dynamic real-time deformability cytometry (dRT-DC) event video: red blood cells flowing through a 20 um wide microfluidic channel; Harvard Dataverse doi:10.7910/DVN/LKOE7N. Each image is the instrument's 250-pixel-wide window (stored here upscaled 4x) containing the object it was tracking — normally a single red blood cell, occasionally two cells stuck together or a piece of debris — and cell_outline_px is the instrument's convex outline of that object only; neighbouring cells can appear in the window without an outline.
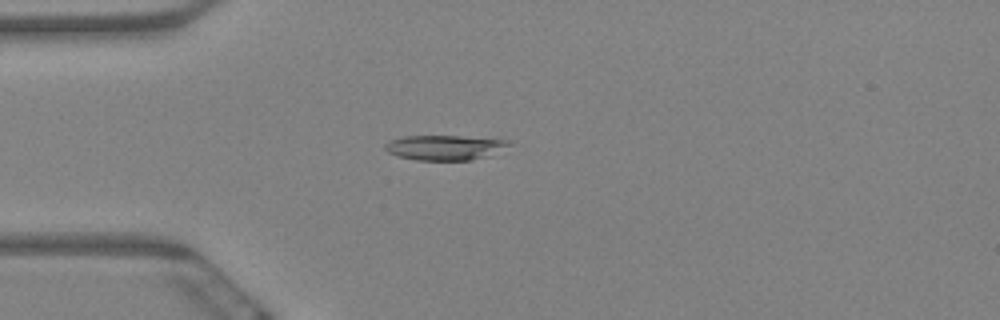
{"species": "Egyptian fruit bat (a non-hibernating species)", "species_latin": "Rousettus aegyptiacus", "temperature_condition": "warm", "stored_images_in_passage": 5, "camera_frame_rate_fps": 3000, "um_per_image_px": 0.085, "animal": {"sex": "female"}, "frame": {"image": 1, "passage_image": 5, "time_ms": 1.333, "image_size_px": [1000, 320], "cell_outline_px": [[512, 144], [492, 156], [472, 160], [416, 160], [396, 156], [388, 152], [384, 148], [384, 144], [388, 140], [404, 136], [460, 136], [508, 140]], "centroid_in_image_um": [37.81, 12.54], "position_along_channel_um": 47.2, "area_um2": 18.26}}